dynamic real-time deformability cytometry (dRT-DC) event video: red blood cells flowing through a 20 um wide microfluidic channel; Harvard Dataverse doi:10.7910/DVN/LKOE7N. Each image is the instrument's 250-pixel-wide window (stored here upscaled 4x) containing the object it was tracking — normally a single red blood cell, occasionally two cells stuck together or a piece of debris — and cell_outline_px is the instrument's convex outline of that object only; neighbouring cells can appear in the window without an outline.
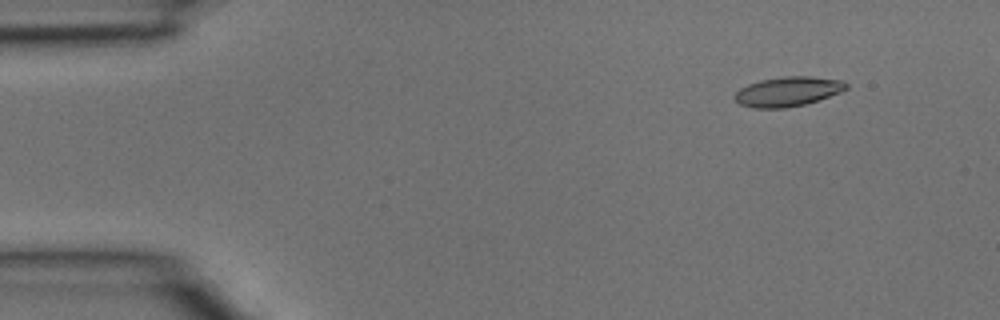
{"species": "common noctule bat (a hibernating species)", "species_latin": "Nyctalus noctula", "temperature_condition": "room temperature", "stored_images_in_passage": 36, "camera_frame_rate_fps": 3000, "um_per_image_px": 0.085, "animal": {"sex": "male", "body_mass_g": 15.6}, "frame": {"image": 1, "passage_image": 1, "time_ms": 0.0, "image_size_px": [1000, 320], "cell_outline_px": [[848, 88], [840, 92], [820, 100], [804, 104], [784, 108], [752, 108], [740, 104], [732, 96], [740, 88], [748, 84], [760, 80], [784, 76], [812, 76], [844, 80], [848, 84]], "centroid_in_image_um": [66.98, 7.77], "position_along_channel_um": 18.0, "area_um2": 19.42}}
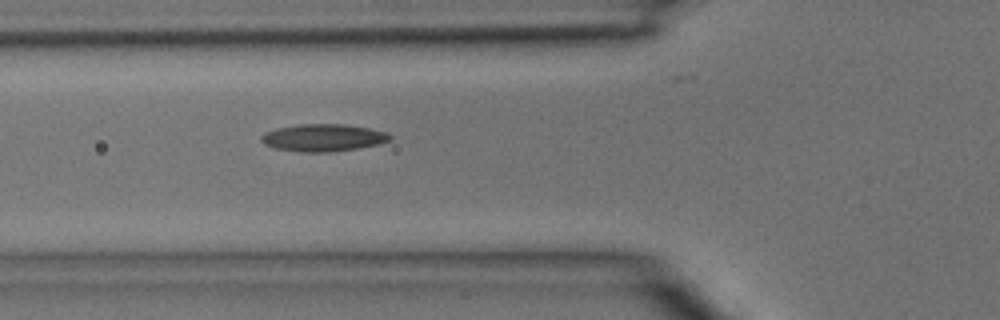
{"frame": {"image": 2, "passage_image": 11, "time_ms": 3.333, "image_size_px": [1000, 320], "cell_outline_px": [[392, 140], [380, 144], [360, 148], [328, 152], [300, 152], [276, 148], [264, 144], [260, 140], [260, 136], [264, 132], [276, 128], [296, 124], [344, 124], [368, 128], [388, 132], [392, 136]], "centroid_in_image_um": [27.48, 11.7], "position_along_channel_um": 98.3, "area_um2": 20.75}}
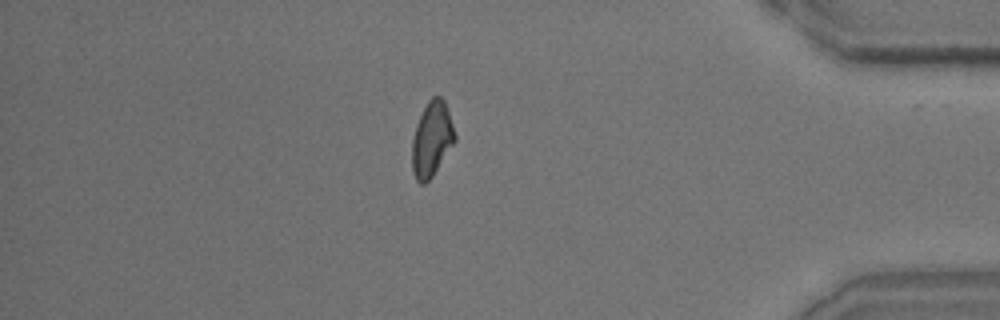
{"frame": {"image": 3, "passage_image": 31, "time_ms": 10.0, "image_size_px": [1000, 320], "cell_outline_px": [[456, 140], [432, 176], [424, 184], [420, 184], [416, 180], [412, 172], [412, 140], [416, 124], [428, 100], [432, 96], [440, 96], [444, 100], [456, 136]], "centroid_in_image_um": [36.68, 11.84], "position_along_channel_um": 398.5, "area_um2": 18.5}}